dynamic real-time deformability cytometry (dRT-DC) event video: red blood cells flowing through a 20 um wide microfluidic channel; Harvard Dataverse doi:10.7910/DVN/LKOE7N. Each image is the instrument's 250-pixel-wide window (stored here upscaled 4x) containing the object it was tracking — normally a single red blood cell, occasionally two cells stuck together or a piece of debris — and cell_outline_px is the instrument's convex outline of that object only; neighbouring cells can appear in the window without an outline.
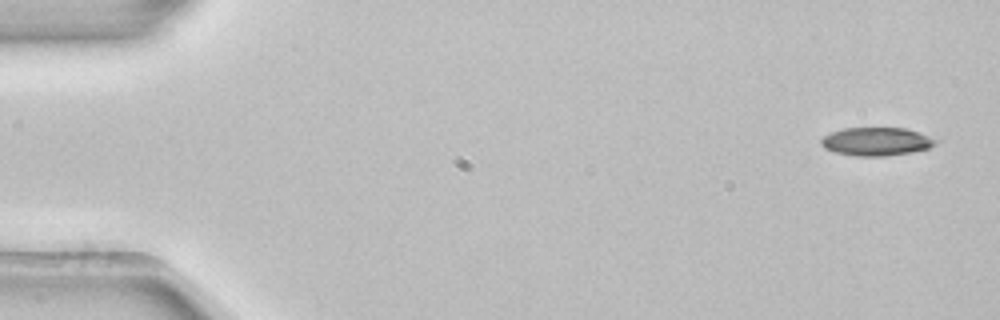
{"species": "common noctule bat (a hibernating species)", "species_latin": "Nyctalus noctula", "temperature_condition": "room temperature", "stored_images_in_passage": 4, "camera_frame_rate_fps": 3000, "um_per_image_px": 0.085, "animal": {"sex": "female", "body_mass_g": 22.7, "forearm_length_mm": 54.2}, "frame": {"image": 1, "passage_image": 1, "time_ms": 0.0, "image_size_px": [1000, 320], "cell_outline_px": [[940, 140], [936, 144], [928, 148], [912, 152], [888, 156], [856, 156], [836, 152], [824, 148], [820, 144], [820, 140], [824, 136], [832, 132], [844, 128], [904, 128]], "centroid_in_image_um": [74.49, 12.04], "position_along_channel_um": 10.5, "area_um2": 18.79}}
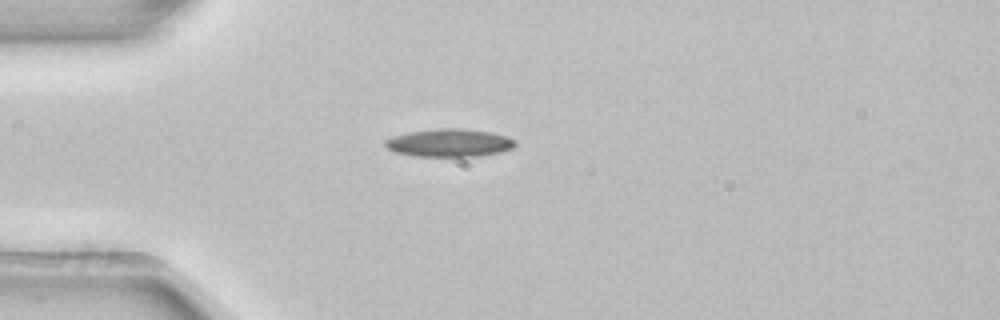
{"frame": {"image": 2, "passage_image": 4, "time_ms": 1.0, "image_size_px": [1000, 320], "cell_outline_px": [[516, 144], [512, 148], [500, 152], [484, 156], [412, 156], [396, 152], [388, 148], [384, 144], [384, 140], [392, 136], [408, 132], [440, 128], [460, 128], [492, 132], [516, 140]], "centroid_in_image_um": [38.19, 12.14], "position_along_channel_um": 46.8, "area_um2": 21.21}}